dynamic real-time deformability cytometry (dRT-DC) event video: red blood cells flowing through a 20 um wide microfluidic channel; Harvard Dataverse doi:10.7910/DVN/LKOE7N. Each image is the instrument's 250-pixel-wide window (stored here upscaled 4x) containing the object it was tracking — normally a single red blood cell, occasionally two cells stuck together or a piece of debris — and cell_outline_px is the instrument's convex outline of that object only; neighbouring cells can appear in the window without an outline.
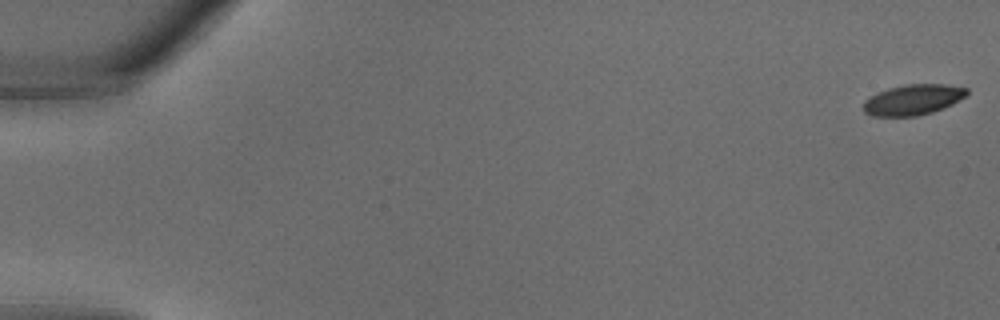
{"species": "common noctule bat (a hibernating species)", "species_latin": "Nyctalus noctula", "temperature_condition": "warm", "stored_images_in_passage": 35, "camera_frame_rate_fps": 3000, "um_per_image_px": 0.085, "animal": {"sex": "male", "body_mass_g": 18.8}, "frame": {"image": 1, "passage_image": 1, "time_ms": 0.0, "image_size_px": [1000, 320], "cell_outline_px": [[968, 92], [964, 96], [952, 104], [932, 112], [916, 116], [872, 116], [864, 112], [864, 100], [868, 96], [876, 92], [888, 88], [904, 84], [944, 84], [968, 88]], "centroid_in_image_um": [77.56, 8.47], "position_along_channel_um": 7.4, "area_um2": 18.44}}
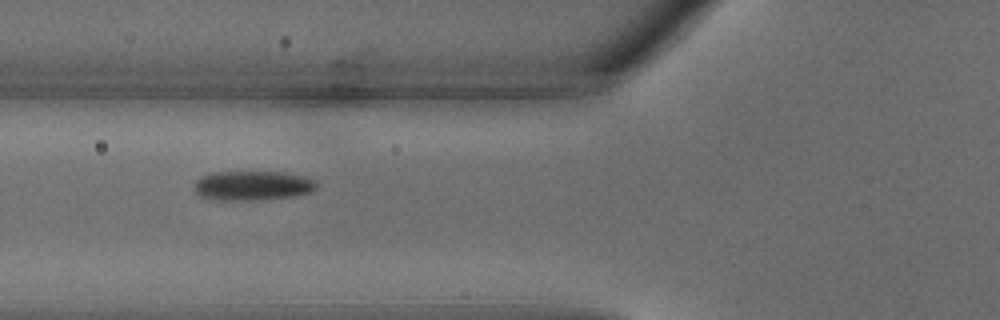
{"frame": {"image": 2, "passage_image": 14, "time_ms": 4.333, "image_size_px": [1000, 320], "cell_outline_px": [[316, 188], [308, 192], [296, 196], [260, 200], [208, 200], [200, 196], [196, 192], [196, 180], [200, 176], [216, 172], [280, 172], [300, 176], [316, 180]], "centroid_in_image_um": [21.43, 15.79], "position_along_channel_um": 104.4, "area_um2": 20.98}}
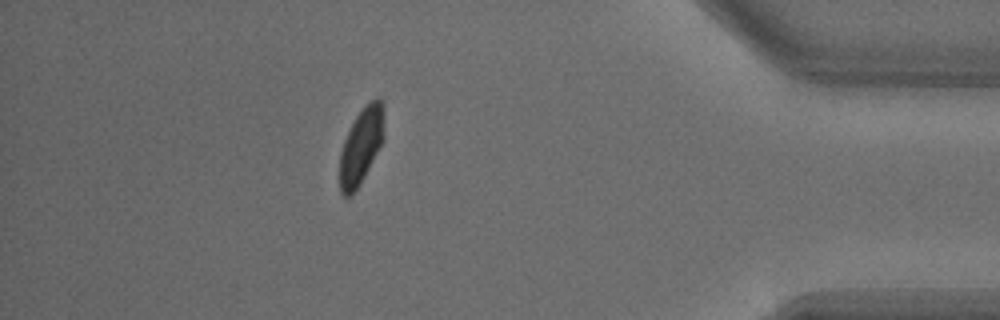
{"frame": {"image": 3, "passage_image": 31, "time_ms": 10.0, "image_size_px": [1000, 320], "cell_outline_px": [[384, 140], [360, 184], [352, 196], [344, 196], [340, 192], [340, 152], [344, 140], [356, 116], [364, 104], [376, 96], [384, 104]], "centroid_in_image_um": [30.72, 12.37], "position_along_channel_um": 404.5, "area_um2": 19.88}}